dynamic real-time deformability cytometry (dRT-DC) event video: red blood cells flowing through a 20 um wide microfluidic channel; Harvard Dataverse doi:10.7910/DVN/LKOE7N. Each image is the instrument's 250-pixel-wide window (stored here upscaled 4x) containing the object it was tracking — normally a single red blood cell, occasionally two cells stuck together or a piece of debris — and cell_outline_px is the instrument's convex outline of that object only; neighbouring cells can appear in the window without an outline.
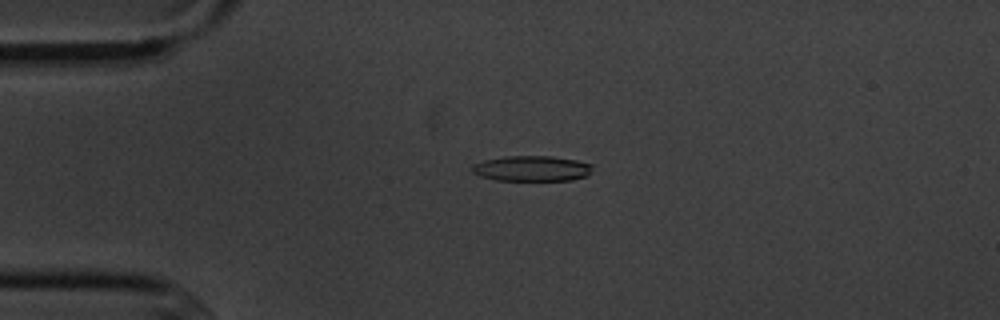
{"species": "common noctule bat (a hibernating species)", "species_latin": "Nyctalus noctula", "temperature_condition": "cold", "stored_images_in_passage": 3, "segment_of_instrument_passage": [1, 2], "camera_frame_rate_fps": 3000, "um_per_image_px": 0.085, "animal": {"sex": "male", "body_mass_g": 20.1, "forearm_length_mm": 53.5}, "frame": {"image": 1, "passage_image": 1, "time_ms": 0.0, "image_size_px": [1000, 320], "cell_outline_px": [[592, 168], [588, 176], [572, 180], [496, 180], [480, 176], [472, 172], [472, 164], [484, 160], [504, 156], [552, 156], [576, 160], [592, 164]], "centroid_in_image_um": [45.2, 14.32], "position_along_channel_um": 39.8, "area_um2": 17.92}}